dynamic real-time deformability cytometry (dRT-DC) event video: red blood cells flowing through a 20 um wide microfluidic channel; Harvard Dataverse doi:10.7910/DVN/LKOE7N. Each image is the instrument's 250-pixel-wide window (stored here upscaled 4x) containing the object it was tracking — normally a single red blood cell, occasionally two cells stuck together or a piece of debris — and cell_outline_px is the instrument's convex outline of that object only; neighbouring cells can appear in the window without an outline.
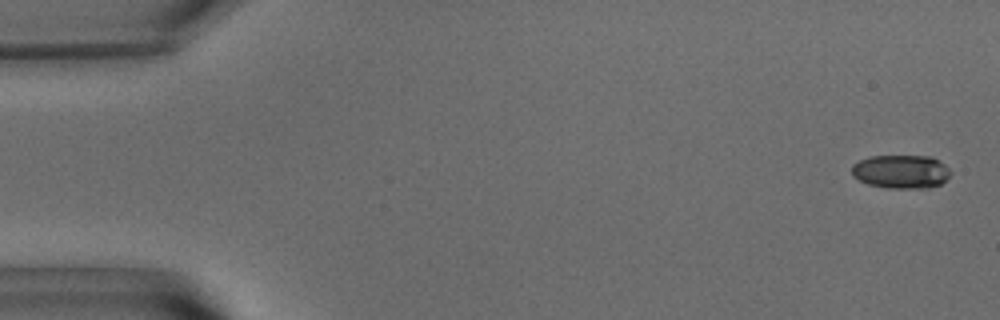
{"species": "common noctule bat (a hibernating species)", "species_latin": "Nyctalus noctula", "temperature_condition": "warm", "stored_images_in_passage": 41, "camera_frame_rate_fps": 3000, "um_per_image_px": 0.085, "animal": {"sex": "male", "body_mass_g": 15.6}, "frame": {"image": 1, "passage_image": 2, "time_ms": 0.333, "image_size_px": [1000, 320], "cell_outline_px": [[952, 172], [940, 184], [928, 188], [888, 188], [868, 184], [852, 176], [852, 164], [868, 156], [932, 156], [940, 160]], "centroid_in_image_um": [76.58, 14.58], "position_along_channel_um": 8.4, "area_um2": 19.42}}
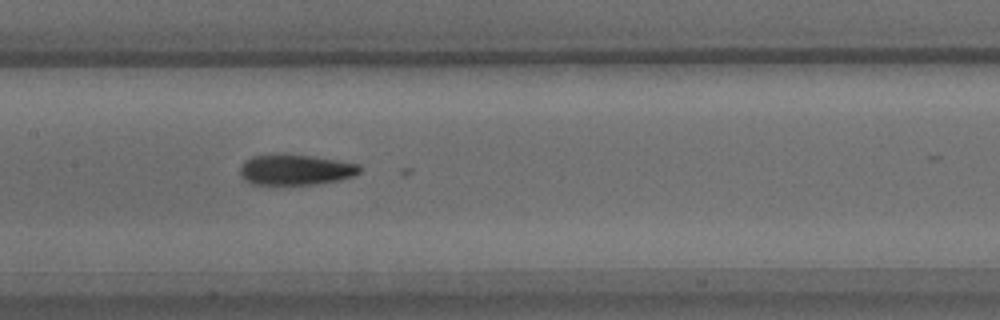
{"frame": {"image": 2, "passage_image": 27, "time_ms": 8.667, "image_size_px": [1000, 320], "cell_outline_px": [[360, 172], [356, 176], [340, 180], [316, 184], [252, 184], [244, 180], [240, 176], [240, 168], [244, 160], [252, 156], [284, 152], [312, 156], [360, 164]], "centroid_in_image_um": [25.1, 14.4], "position_along_channel_um": 182.3, "area_um2": 21.79}}
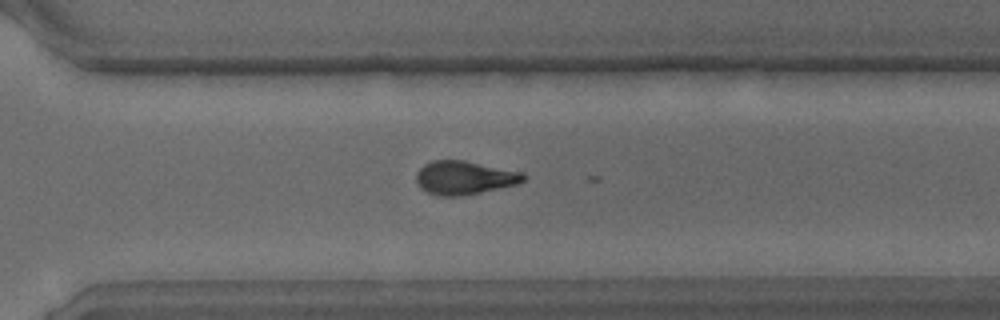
{"frame": {"image": 3, "passage_image": 39, "time_ms": 12.667, "image_size_px": [1000, 320], "cell_outline_px": [[528, 176], [524, 180], [516, 184], [460, 196], [440, 196], [428, 192], [420, 188], [416, 180], [416, 172], [424, 164], [432, 160], [464, 160], [524, 172]], "centroid_in_image_um": [39.46, 15.09], "position_along_channel_um": 331.1, "area_um2": 20.92}}